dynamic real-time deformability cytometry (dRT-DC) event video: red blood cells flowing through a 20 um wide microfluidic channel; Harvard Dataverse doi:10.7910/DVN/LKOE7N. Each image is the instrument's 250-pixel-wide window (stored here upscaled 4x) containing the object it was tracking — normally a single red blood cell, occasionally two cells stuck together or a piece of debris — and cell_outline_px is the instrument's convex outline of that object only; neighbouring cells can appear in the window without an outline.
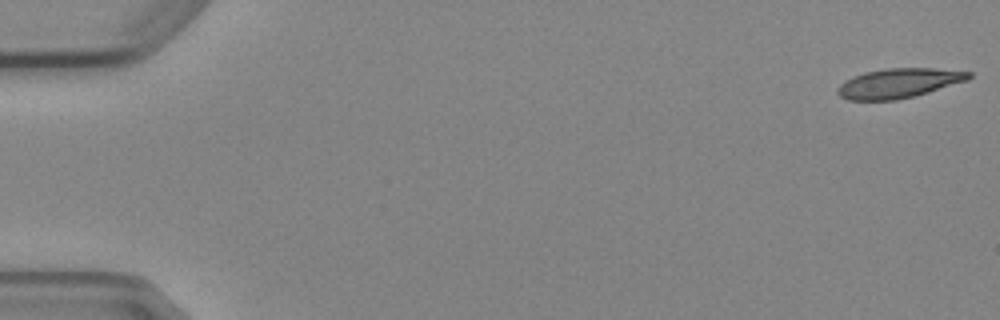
{"species": "Egyptian fruit bat (a non-hibernating species)", "species_latin": "Rousettus aegyptiacus", "temperature_condition": "cold", "stored_images_in_passage": 6, "camera_frame_rate_fps": 3000, "um_per_image_px": 0.085, "animal": {"sex": "female"}, "frame": {"image": 1, "passage_image": 1, "time_ms": 0.0, "image_size_px": [1000, 320], "cell_outline_px": [[972, 76], [968, 80], [928, 92], [896, 100], [848, 100], [840, 96], [836, 92], [836, 88], [844, 80], [852, 76], [864, 72], [888, 68], [932, 68], [972, 72]], "centroid_in_image_um": [76.35, 7.06], "position_along_channel_um": 8.6, "area_um2": 22.6}}
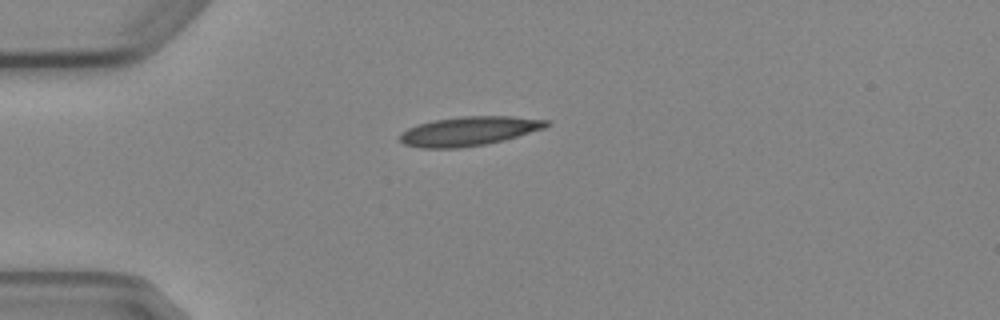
{"frame": {"image": 2, "passage_image": 5, "time_ms": 4.333, "image_size_px": [1000, 320], "cell_outline_px": [[552, 124], [544, 128], [504, 140], [484, 144], [460, 148], [420, 148], [404, 144], [400, 140], [400, 132], [416, 124], [432, 120], [460, 116], [512, 116], [548, 120]], "centroid_in_image_um": [39.84, 11.14], "position_along_channel_um": 45.2, "area_um2": 25.03}}